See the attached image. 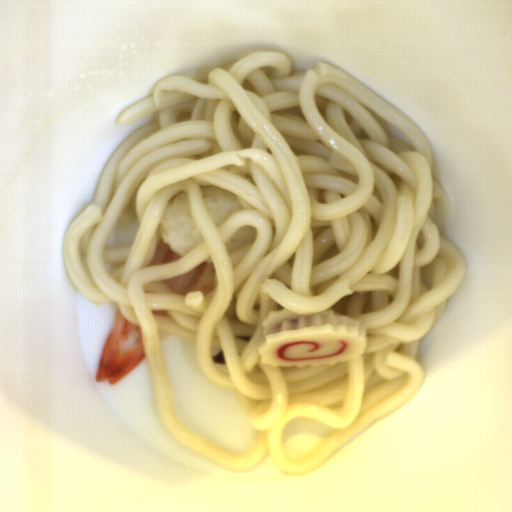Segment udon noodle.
Instances as JSON below:
<instances>
[{
	"mask_svg": "<svg viewBox=\"0 0 512 512\" xmlns=\"http://www.w3.org/2000/svg\"><path fill=\"white\" fill-rule=\"evenodd\" d=\"M146 115L155 119L115 149L65 232L67 277L138 326L155 407L182 445L231 472L257 468L267 453L281 473L313 470L413 398L426 375L420 340L466 278L431 143L356 77L329 63L298 69L287 54L262 49L204 74L168 76L116 121ZM202 186L236 193L241 207L216 224ZM182 191L205 240L149 267L159 218ZM120 219L137 222L133 243L105 248ZM245 225L253 241L229 252ZM212 257L218 281L209 293L180 296L163 284ZM283 308L356 318L368 347L332 366L263 364L262 325ZM157 328L194 343L207 378L236 390L255 430L248 454L226 452L177 417ZM295 417L332 430L300 464L283 444Z\"/></svg>",
	"mask_w": 512,
	"mask_h": 512,
	"instance_id": "udon-noodle-1",
	"label": "udon noodle"
}]
</instances>
